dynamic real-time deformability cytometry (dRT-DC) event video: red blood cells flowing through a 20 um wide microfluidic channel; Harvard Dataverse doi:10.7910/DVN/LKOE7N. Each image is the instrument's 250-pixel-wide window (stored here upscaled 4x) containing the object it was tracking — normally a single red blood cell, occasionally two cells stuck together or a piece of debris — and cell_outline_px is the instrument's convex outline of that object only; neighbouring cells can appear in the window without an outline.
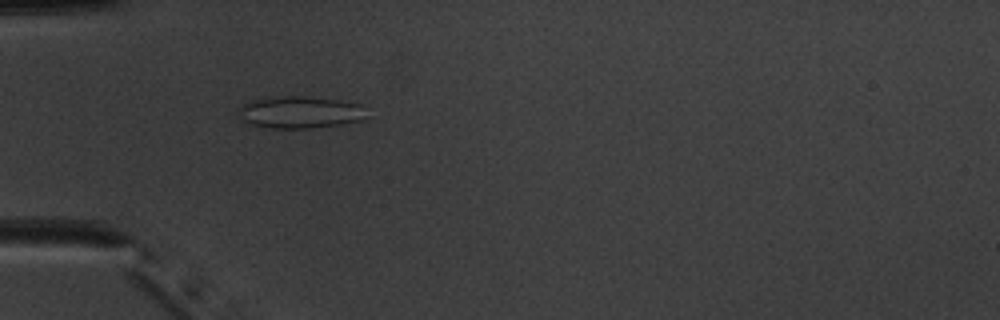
{"species": "common noctule bat (a hibernating species)", "species_latin": "Nyctalus noctula", "temperature_condition": "warm", "stored_images_in_passage": 51, "camera_frame_rate_fps": 3000, "um_per_image_px": 0.085, "animal": {"sex": "male", "body_mass_g": 20.1, "forearm_length_mm": 53.5}, "frame": {"image": 1, "passage_image": 16, "time_ms": 5.0, "image_size_px": [1000, 320], "cell_outline_px": [[372, 116], [364, 120], [340, 124], [308, 128], [272, 128], [252, 124], [244, 120], [236, 112], [244, 104], [252, 100], [280, 96], [304, 96], [340, 100], [360, 104]], "centroid_in_image_um": [25.59, 9.54], "position_along_channel_um": 59.4, "area_um2": 23.99}}
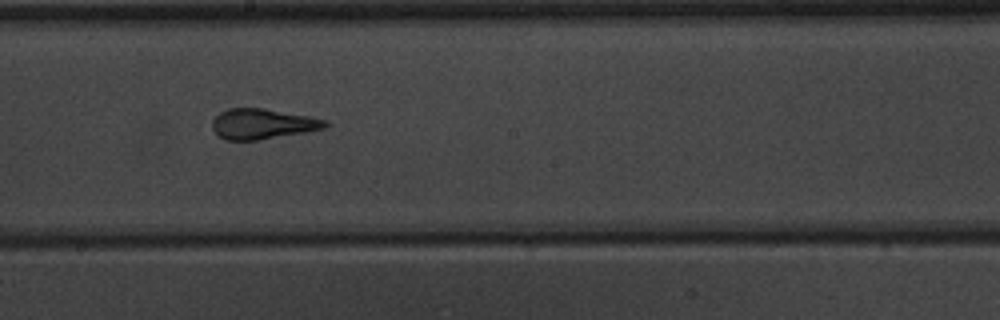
{"frame": {"image": 2, "passage_image": 29, "time_ms": 9.333, "image_size_px": [1000, 320], "cell_outline_px": [[328, 124], [324, 128], [304, 132], [260, 140], [224, 140], [212, 128], [212, 120], [220, 112], [228, 108], [264, 108], [308, 116], [328, 120]], "centroid_in_image_um": [22.3, 10.53], "position_along_channel_um": 225.9, "area_um2": 19.88}}
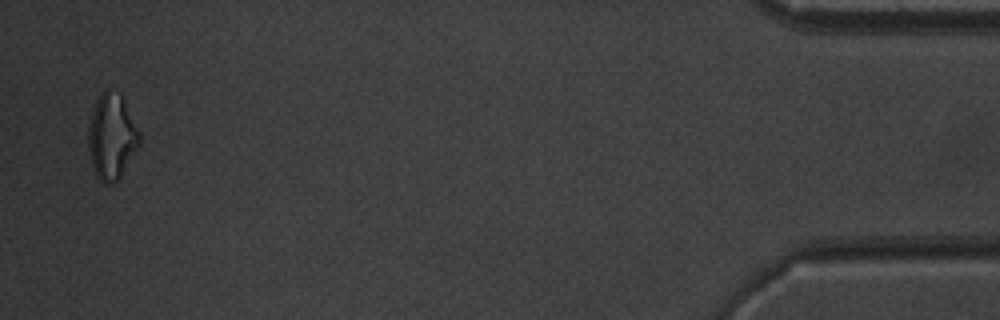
{"frame": {"image": 3, "passage_image": 50, "time_ms": 16.333, "image_size_px": [1000, 320], "cell_outline_px": [[140, 144], [120, 176], [112, 184], [104, 184], [96, 176], [92, 164], [88, 148], [88, 128], [92, 112], [96, 100], [100, 92], [104, 88], [108, 88], [120, 92], [124, 96], [140, 132]], "centroid_in_image_um": [9.5, 11.54], "position_along_channel_um": 425.7, "area_um2": 25.84}, "authors_computed_cell_mechanics": {"area_um2": 21.9062, "velocity_mm_per_s": 3.9703, "shape_relaxation_time_tau1_ms": null, "shape_relaxation_time_tau2_ms": 1.0617, "deformation_change_tau1": null, "deformation_change_tau2": 0.0805}}